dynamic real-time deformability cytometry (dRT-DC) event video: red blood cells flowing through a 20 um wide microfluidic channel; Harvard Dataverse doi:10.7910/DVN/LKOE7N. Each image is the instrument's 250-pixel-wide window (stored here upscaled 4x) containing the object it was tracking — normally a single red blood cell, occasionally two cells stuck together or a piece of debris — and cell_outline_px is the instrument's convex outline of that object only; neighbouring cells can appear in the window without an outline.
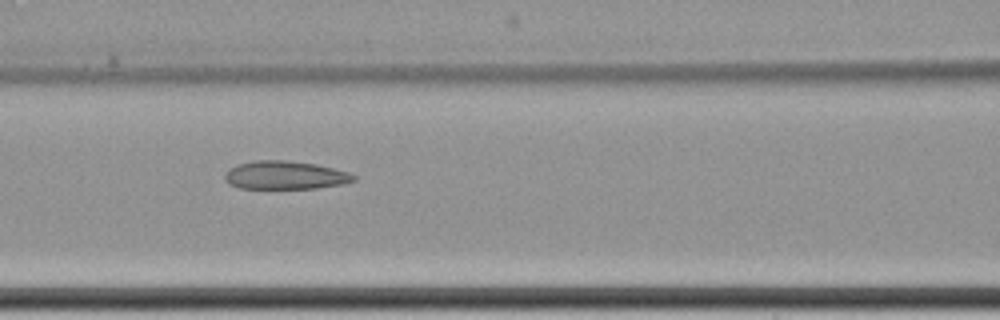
{"species": "common noctule bat (a hibernating species)", "species_latin": "Nyctalus noctula", "temperature_condition": "cold", "stored_images_in_passage": 13, "camera_frame_rate_fps": 3000, "um_per_image_px": 0.085, "animal": {"sex": "female", "body_mass_g": 22.7, "forearm_length_mm": 54.2}, "frame": {"image": 1, "passage_image": 3, "time_ms": 2.333, "image_size_px": [1000, 320], "cell_outline_px": [[356, 180], [344, 184], [316, 188], [240, 188], [228, 184], [224, 180], [224, 172], [228, 168], [236, 164], [256, 160], [284, 160], [316, 164], [348, 172], [356, 176]], "centroid_in_image_um": [24.19, 14.89], "position_along_channel_um": 142.4, "area_um2": 21.39}}
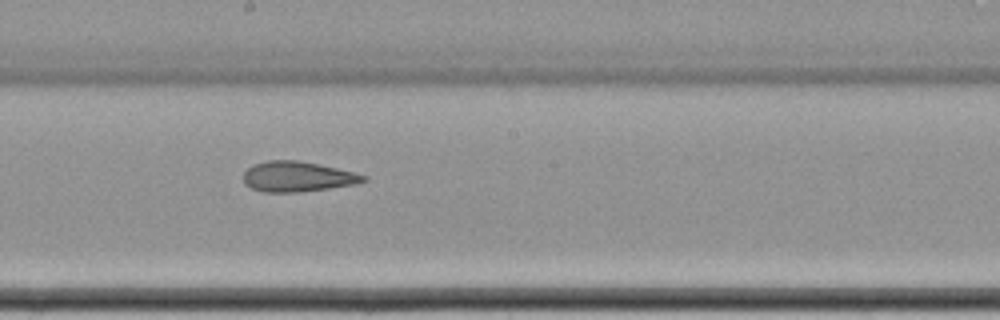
{"frame": {"image": 2, "passage_image": 5, "time_ms": 4.667, "image_size_px": [1000, 320], "cell_outline_px": [[368, 180], [356, 184], [300, 192], [264, 192], [252, 188], [244, 184], [244, 172], [252, 164], [268, 160], [296, 160], [336, 168], [368, 176]], "centroid_in_image_um": [25.27, 15.01], "position_along_channel_um": 222.9, "area_um2": 21.04}}
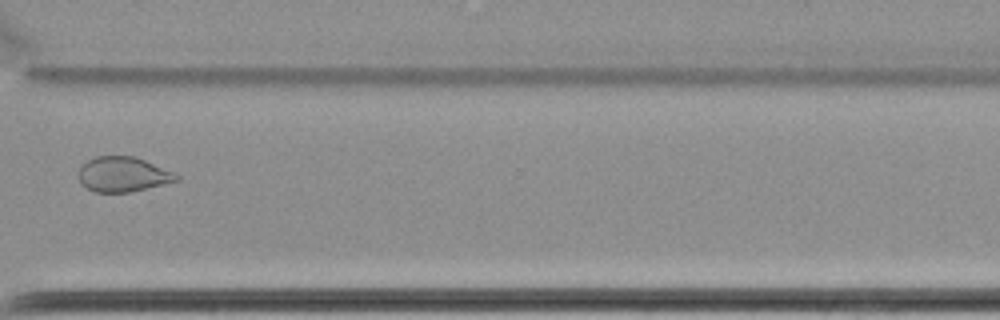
{"frame": {"image": 3, "passage_image": 9, "time_ms": 10.667, "image_size_px": [1000, 320], "cell_outline_px": [[180, 180], [128, 192], [96, 192], [88, 188], [80, 180], [80, 164], [96, 156], [136, 156], [176, 172], [180, 176]], "centroid_in_image_um": [10.51, 14.8], "position_along_channel_um": 360.1, "area_um2": 19.88}}